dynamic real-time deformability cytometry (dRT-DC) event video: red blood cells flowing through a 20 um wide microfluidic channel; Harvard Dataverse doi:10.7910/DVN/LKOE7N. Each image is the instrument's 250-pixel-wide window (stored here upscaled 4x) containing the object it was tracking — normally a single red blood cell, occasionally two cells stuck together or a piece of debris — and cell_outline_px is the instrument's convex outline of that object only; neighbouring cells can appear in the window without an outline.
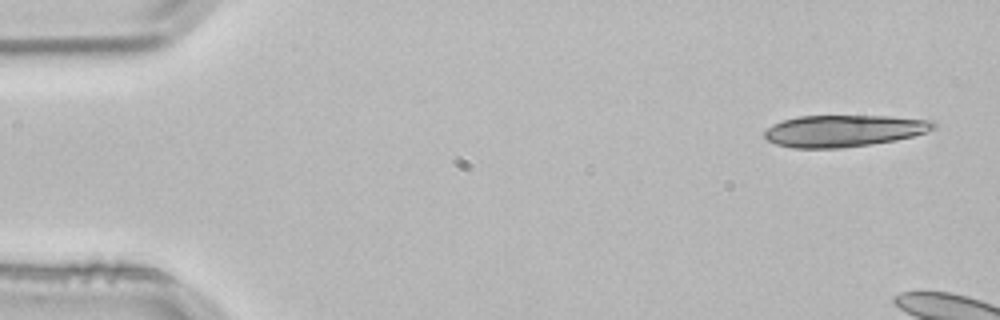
{"species": "common noctule bat (a hibernating species)", "species_latin": "Nyctalus noctula", "temperature_condition": "room temperature", "stored_images_in_passage": 4, "camera_frame_rate_fps": 3000, "um_per_image_px": 0.085, "animal": {"sex": "male", "body_mass_g": 21.5, "forearm_length_mm": 52.0}, "frame": {"image": 1, "passage_image": 1, "time_ms": 0.0, "image_size_px": [1000, 320], "cell_outline_px": [[936, 128], [928, 132], [896, 140], [844, 148], [792, 148], [776, 144], [768, 140], [764, 136], [764, 132], [772, 124], [784, 120], [800, 116], [888, 116], [932, 120], [936, 124]], "centroid_in_image_um": [71.74, 11.12], "position_along_channel_um": 13.3, "area_um2": 31.33}}